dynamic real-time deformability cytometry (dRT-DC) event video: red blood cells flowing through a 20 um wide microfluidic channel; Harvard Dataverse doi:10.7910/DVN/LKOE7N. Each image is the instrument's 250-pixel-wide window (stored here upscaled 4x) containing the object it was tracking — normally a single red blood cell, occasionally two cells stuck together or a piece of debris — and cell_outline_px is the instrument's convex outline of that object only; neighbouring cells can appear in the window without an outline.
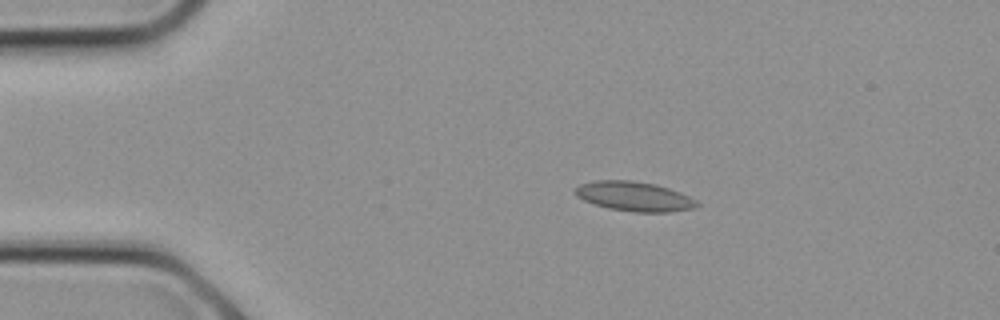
{"species": "common noctule bat (a hibernating species)", "species_latin": "Nyctalus noctula", "temperature_condition": "cold", "stored_images_in_passage": 23, "camera_frame_rate_fps": 3000, "um_per_image_px": 0.085, "animal": {"sex": "female", "body_mass_g": 21.9}, "frame": {"image": 1, "passage_image": 3, "time_ms": 0.667, "image_size_px": [1000, 320], "cell_outline_px": [[700, 204], [696, 208], [668, 212], [636, 212], [608, 208], [584, 200], [576, 196], [572, 192], [580, 184], [592, 180], [632, 180], [656, 184], [680, 192], [696, 200]], "centroid_in_image_um": [53.9, 16.68], "position_along_channel_um": 31.1, "area_um2": 21.04}}
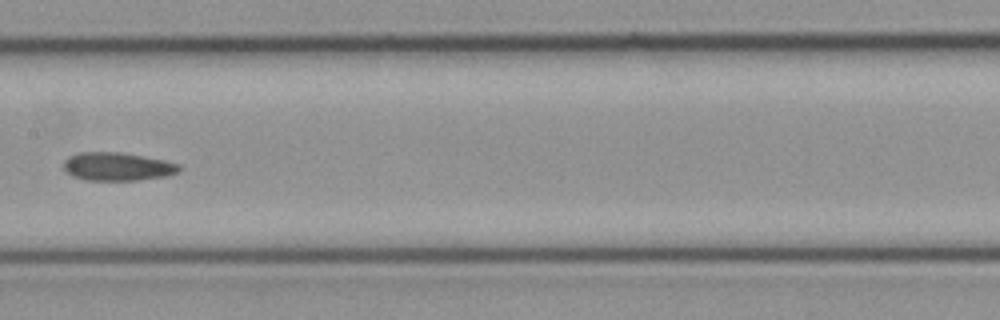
{"frame": {"image": 2, "passage_image": 11, "time_ms": 3.333, "image_size_px": [1000, 320], "cell_outline_px": [[180, 168], [176, 172], [164, 176], [136, 180], [88, 180], [72, 176], [64, 168], [64, 160], [68, 156], [80, 152], [124, 152], [164, 160], [180, 164]], "centroid_in_image_um": [9.95, 14.14], "position_along_channel_um": 197.4, "area_um2": 18.9}}
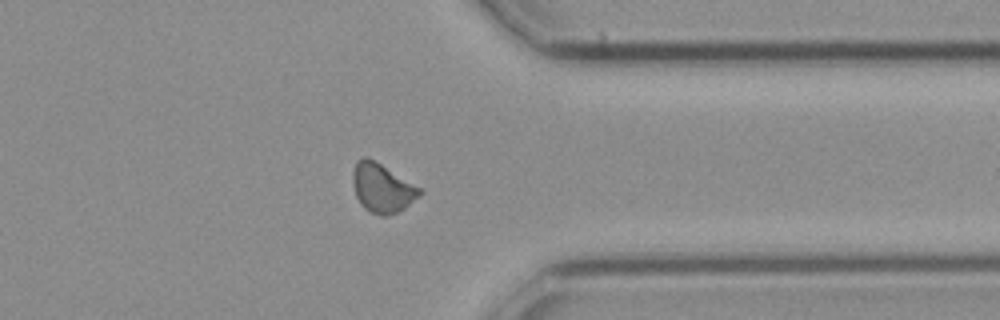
{"frame": {"image": 3, "passage_image": 18, "time_ms": 5.667, "image_size_px": [1000, 320], "cell_outline_px": [[424, 192], [420, 196], [404, 208], [396, 212], [384, 216], [372, 212], [364, 208], [360, 204], [356, 196], [352, 184], [352, 172], [356, 160], [360, 156], [368, 156], [420, 188]], "centroid_in_image_um": [32.44, 15.95], "position_along_channel_um": 379.0, "area_um2": 19.07}}